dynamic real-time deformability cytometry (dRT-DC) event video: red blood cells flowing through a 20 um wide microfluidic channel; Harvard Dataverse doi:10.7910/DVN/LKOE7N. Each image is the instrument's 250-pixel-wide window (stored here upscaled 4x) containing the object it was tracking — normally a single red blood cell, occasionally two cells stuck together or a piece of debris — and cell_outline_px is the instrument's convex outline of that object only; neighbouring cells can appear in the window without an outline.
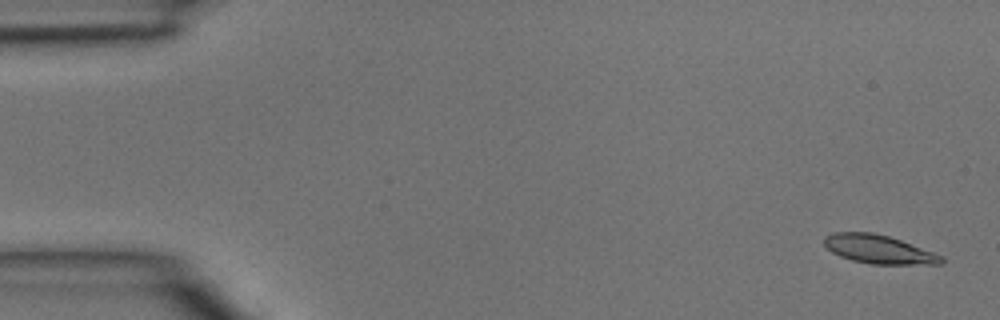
{"species": "common noctule bat (a hibernating species)", "species_latin": "Nyctalus noctula", "temperature_condition": "room temperature", "stored_images_in_passage": 4, "segment_of_instrument_passage": [1, 2], "camera_frame_rate_fps": 3000, "um_per_image_px": 0.085, "animal": {"sex": "male", "body_mass_g": 15.6}, "frame": {"image": 1, "passage_image": 1, "time_ms": 0.0, "image_size_px": [1000, 320], "cell_outline_px": [[944, 260], [940, 264], [872, 264], [852, 260], [840, 256], [832, 252], [824, 244], [824, 236], [832, 232], [872, 232], [888, 236], [900, 240], [944, 256]], "centroid_in_image_um": [74.67, 21.18], "position_along_channel_um": 10.3, "area_um2": 19.42}}